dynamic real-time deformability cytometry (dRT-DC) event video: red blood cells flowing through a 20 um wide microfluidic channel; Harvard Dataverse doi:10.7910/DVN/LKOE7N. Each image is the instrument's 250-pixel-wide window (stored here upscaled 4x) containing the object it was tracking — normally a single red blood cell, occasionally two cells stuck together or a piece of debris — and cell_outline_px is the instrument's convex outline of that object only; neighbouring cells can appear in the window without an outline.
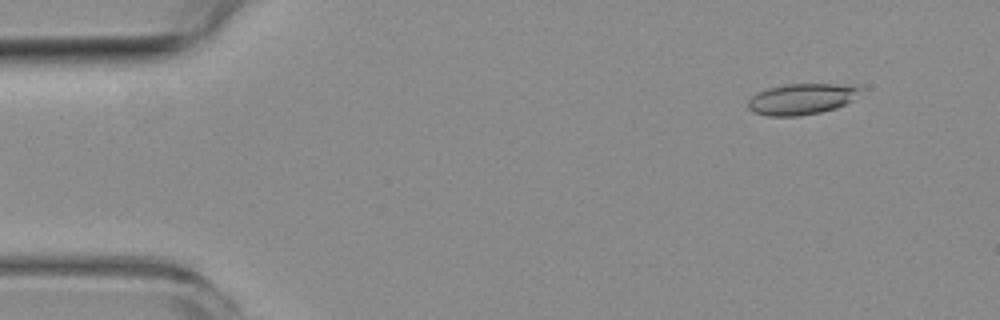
{"species": "common noctule bat (a hibernating species)", "species_latin": "Nyctalus noctula", "temperature_condition": "room temperature", "stored_images_in_passage": 5, "camera_frame_rate_fps": 3000, "um_per_image_px": 0.085, "animal": {"sex": "female", "body_mass_g": 19.3, "forearm_length_mm": 54.1}, "frame": {"image": 1, "passage_image": 1, "time_ms": 0.0, "image_size_px": [1000, 320], "cell_outline_px": [[860, 88], [852, 100], [836, 108], [820, 112], [796, 116], [768, 116], [756, 112], [748, 108], [748, 100], [756, 92], [768, 88], [784, 84], [860, 84]], "centroid_in_image_um": [68.12, 8.4], "position_along_channel_um": 16.9, "area_um2": 20.23}}
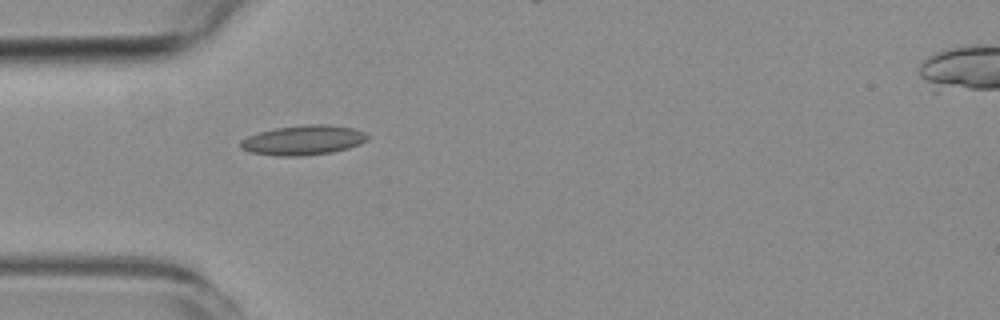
{"frame": {"image": 2, "passage_image": 4, "time_ms": 3.667, "image_size_px": [1000, 320], "cell_outline_px": [[368, 140], [360, 144], [348, 148], [332, 152], [300, 156], [280, 156], [248, 152], [240, 148], [240, 140], [248, 136], [260, 132], [276, 128], [308, 124], [328, 124], [356, 128], [364, 132], [368, 136]], "centroid_in_image_um": [25.79, 11.91], "position_along_channel_um": 59.2, "area_um2": 22.08}}